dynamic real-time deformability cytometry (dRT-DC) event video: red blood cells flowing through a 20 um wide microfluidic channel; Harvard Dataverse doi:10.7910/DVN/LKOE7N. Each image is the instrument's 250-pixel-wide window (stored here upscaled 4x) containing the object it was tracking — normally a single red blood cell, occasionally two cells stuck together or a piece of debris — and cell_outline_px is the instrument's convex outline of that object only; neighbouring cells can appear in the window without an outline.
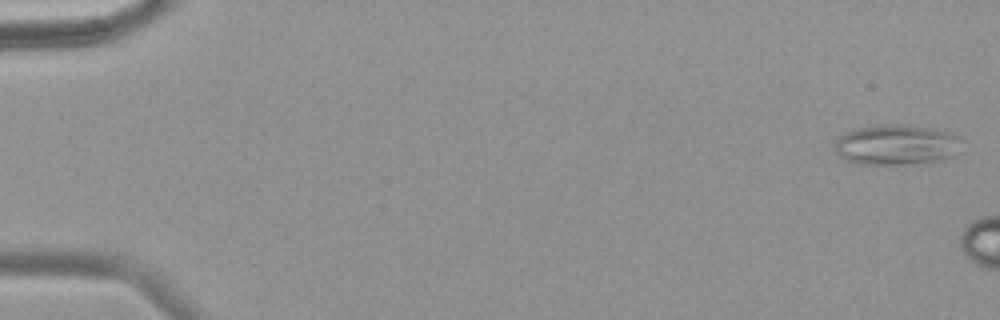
{"species": "common noctule bat (a hibernating species)", "species_latin": "Nyctalus noctula", "temperature_condition": "warm", "stored_images_in_passage": 8, "camera_frame_rate_fps": 3000, "um_per_image_px": 0.085, "animal": {"sex": "female", "body_mass_g": 18.4}, "frame": {"image": 1, "passage_image": 2, "time_ms": 0.333, "image_size_px": [1000, 320], "cell_outline_px": [[964, 140], [960, 152], [956, 156], [944, 160], [912, 164], [864, 164], [844, 160], [836, 152], [836, 140], [844, 132], [860, 128], [880, 124], [900, 124], [928, 128], [948, 132], [960, 136]], "centroid_in_image_um": [76.28, 12.32], "position_along_channel_um": 8.7, "area_um2": 30.23}}